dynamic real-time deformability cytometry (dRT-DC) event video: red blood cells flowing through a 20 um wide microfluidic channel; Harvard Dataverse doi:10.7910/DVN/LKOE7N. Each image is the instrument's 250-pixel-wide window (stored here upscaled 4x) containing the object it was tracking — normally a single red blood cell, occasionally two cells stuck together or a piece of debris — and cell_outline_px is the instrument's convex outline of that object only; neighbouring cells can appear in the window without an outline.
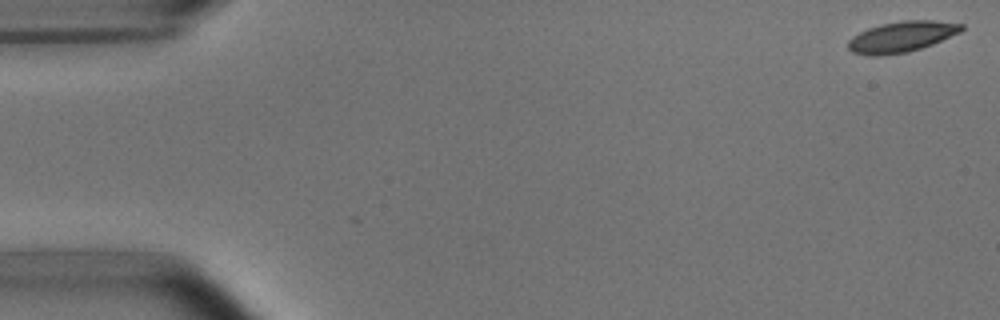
{"species": "common noctule bat (a hibernating species)", "species_latin": "Nyctalus noctula", "temperature_condition": "room temperature", "stored_images_in_passage": 53, "camera_frame_rate_fps": 3000, "um_per_image_px": 0.085, "animal": {"sex": "male", "body_mass_g": 15.6}, "frame": {"image": 1, "passage_image": 1, "time_ms": 0.0, "image_size_px": [1000, 320], "cell_outline_px": [[964, 28], [960, 32], [932, 44], [908, 52], [880, 56], [868, 56], [852, 52], [848, 48], [848, 40], [852, 36], [868, 28], [880, 24], [904, 20], [932, 20], [964, 24]], "centroid_in_image_um": [76.61, 3.12], "position_along_channel_um": 8.4, "area_um2": 20.35}}
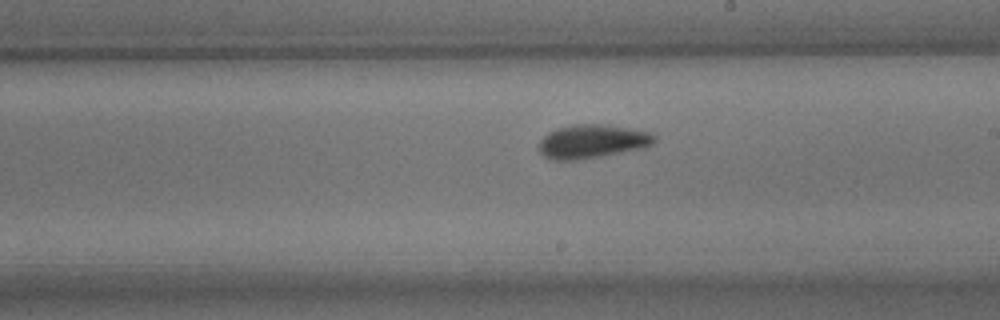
{"frame": {"image": 2, "passage_image": 30, "time_ms": 9.667, "image_size_px": [1000, 320], "cell_outline_px": [[656, 140], [652, 144], [644, 148], [600, 156], [576, 160], [548, 160], [540, 152], [536, 144], [548, 132], [556, 128], [572, 124], [608, 124], [632, 128], [652, 132], [656, 136]], "centroid_in_image_um": [50.32, 12.01], "position_along_channel_um": 238.7, "area_um2": 23.12}}
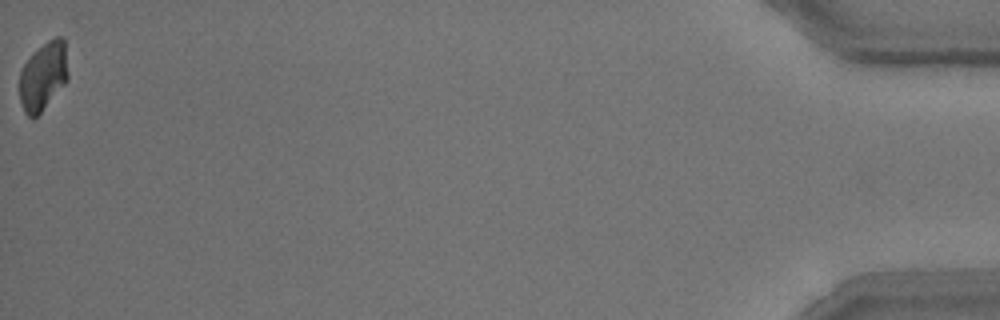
{"frame": {"image": 3, "passage_image": 53, "time_ms": 17.333, "image_size_px": [1000, 320], "cell_outline_px": [[68, 80], [40, 112], [32, 120], [24, 112], [20, 100], [20, 68], [32, 52], [48, 40], [56, 36], [60, 36], [64, 40], [68, 76]], "centroid_in_image_um": [3.65, 6.45], "position_along_channel_um": 431.5, "area_um2": 19.36}, "authors_computed_cell_mechanics": {"area_um2": 20.8658, "velocity_mm_per_s": 3.7557, "shape_relaxation_time_tau1_ms": 2.9833, "shape_relaxation_time_tau2_ms": 1.9897, "deformation_change_tau1": 0.1328, "deformation_change_tau2": 0.0862}}